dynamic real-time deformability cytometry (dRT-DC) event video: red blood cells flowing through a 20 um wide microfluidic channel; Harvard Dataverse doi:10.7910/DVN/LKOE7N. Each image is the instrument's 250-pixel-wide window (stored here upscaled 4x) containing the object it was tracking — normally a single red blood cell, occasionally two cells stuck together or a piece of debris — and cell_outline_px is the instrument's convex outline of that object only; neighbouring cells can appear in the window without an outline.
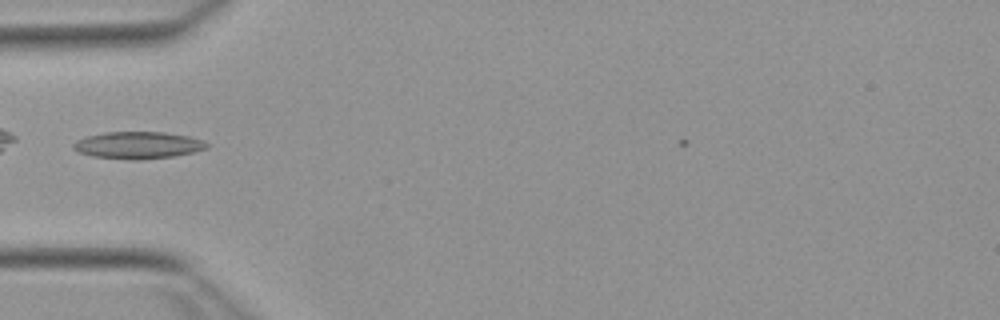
{"species": "Egyptian fruit bat (a non-hibernating species)", "species_latin": "Rousettus aegyptiacus", "temperature_condition": "warm", "stored_images_in_passage": 32, "camera_frame_rate_fps": 3000, "um_per_image_px": 0.085, "animal": {"sex": "female"}, "frame": {"image": 1, "passage_image": 4, "time_ms": 1.0, "image_size_px": [1000, 320], "cell_outline_px": [[208, 148], [192, 152], [172, 156], [140, 160], [132, 160], [92, 156], [80, 152], [72, 148], [72, 144], [76, 140], [88, 136], [104, 132], [164, 132], [188, 136], [204, 140], [208, 144]], "centroid_in_image_um": [11.72, 12.34], "position_along_channel_um": 73.3, "area_um2": 20.98}}
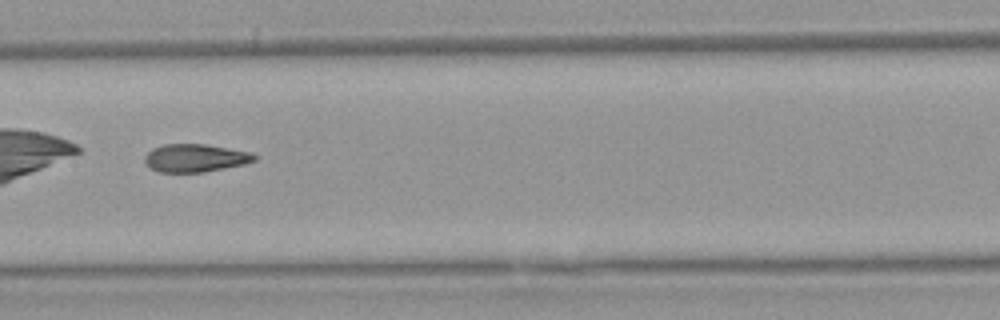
{"frame": {"image": 2, "passage_image": 13, "time_ms": 4.0, "image_size_px": [1000, 320], "cell_outline_px": [[256, 160], [244, 164], [204, 172], [160, 172], [152, 168], [144, 160], [144, 156], [152, 148], [164, 144], [204, 144], [252, 152], [256, 156]], "centroid_in_image_um": [16.6, 13.42], "position_along_channel_um": 190.8, "area_um2": 17.74}}
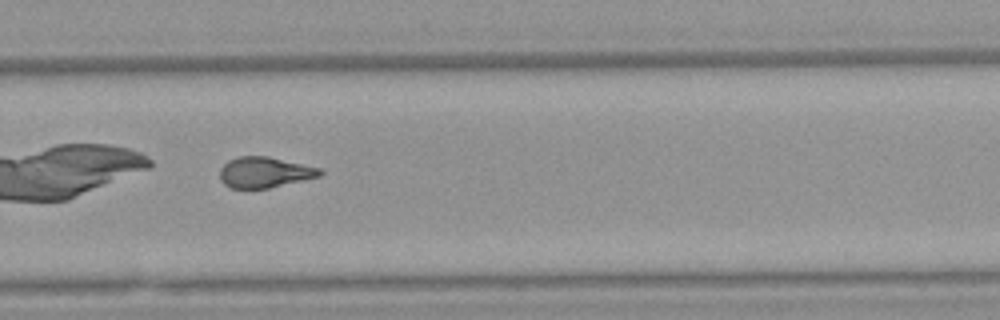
{"frame": {"image": 3, "passage_image": 22, "time_ms": 7.0, "image_size_px": [1000, 320], "cell_outline_px": [[324, 172], [320, 176], [268, 188], [232, 188], [224, 184], [220, 180], [220, 168], [228, 160], [240, 156], [268, 156], [320, 168]], "centroid_in_image_um": [22.47, 14.64], "position_along_channel_um": 307.3, "area_um2": 17.8}, "authors_computed_cell_mechanics": {"area_um2": 18.207, "velocity_mm_per_s": 3.8961, "shape_relaxation_time_tau1_ms": null, "shape_relaxation_time_tau2_ms": 2.0394, "deformation_change_tau1": null, "deformation_change_tau2": 0.0968}}